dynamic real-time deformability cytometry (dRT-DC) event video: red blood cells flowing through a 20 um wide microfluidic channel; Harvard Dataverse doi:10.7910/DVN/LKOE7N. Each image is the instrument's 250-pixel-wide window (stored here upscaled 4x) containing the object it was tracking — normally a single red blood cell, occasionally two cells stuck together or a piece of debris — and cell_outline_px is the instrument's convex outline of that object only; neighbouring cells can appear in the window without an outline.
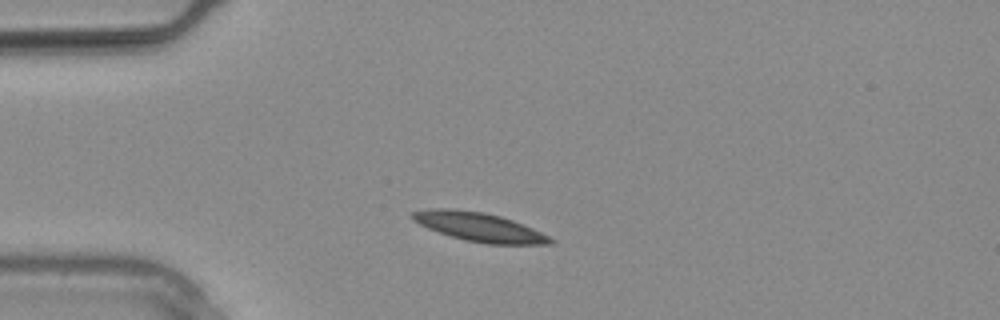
{"species": "common noctule bat (a hibernating species)", "species_latin": "Nyctalus noctula", "temperature_condition": "warm", "stored_images_in_passage": 4, "camera_frame_rate_fps": 3000, "um_per_image_px": 0.085, "animal": {"sex": "male", "body_mass_g": 20.4}, "frame": {"image": 1, "passage_image": 1, "time_ms": 0.0, "image_size_px": [1000, 320], "cell_outline_px": [[556, 240], [552, 244], [488, 244], [464, 240], [428, 228], [412, 220], [412, 212], [428, 208], [452, 208], [484, 212], [500, 216], [512, 220], [532, 228]], "centroid_in_image_um": [40.73, 19.28], "position_along_channel_um": 44.3, "area_um2": 23.06}}